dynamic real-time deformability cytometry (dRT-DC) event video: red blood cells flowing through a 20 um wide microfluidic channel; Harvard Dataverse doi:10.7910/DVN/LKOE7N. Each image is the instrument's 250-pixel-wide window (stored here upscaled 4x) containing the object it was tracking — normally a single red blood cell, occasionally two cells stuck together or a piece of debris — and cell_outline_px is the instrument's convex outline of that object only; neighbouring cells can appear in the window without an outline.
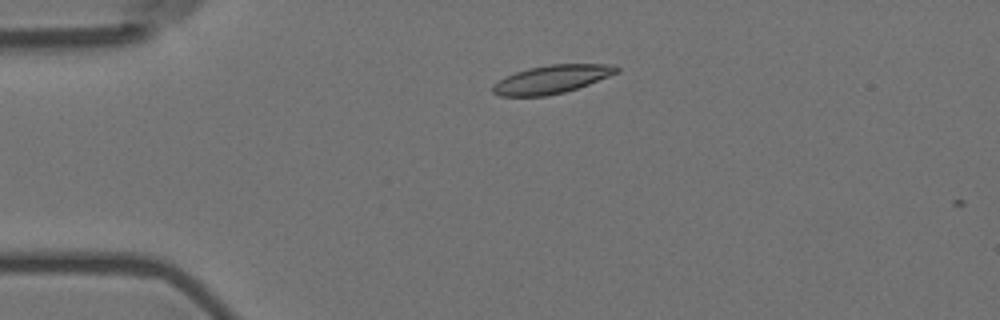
{"species": "Egyptian fruit bat (a non-hibernating species)", "species_latin": "Rousettus aegyptiacus", "temperature_condition": "room temperature", "stored_images_in_passage": 2, "camera_frame_rate_fps": 3000, "um_per_image_px": 0.085, "animal": {"sex": "female"}, "frame": {"image": 1, "passage_image": 1, "time_ms": 0.0, "image_size_px": [1000, 320], "cell_outline_px": [[620, 72], [588, 84], [564, 92], [544, 96], [500, 96], [492, 92], [492, 84], [516, 72], [528, 68], [552, 64], [616, 64], [620, 68]], "centroid_in_image_um": [46.93, 6.73], "position_along_channel_um": 38.1, "area_um2": 20.29}}